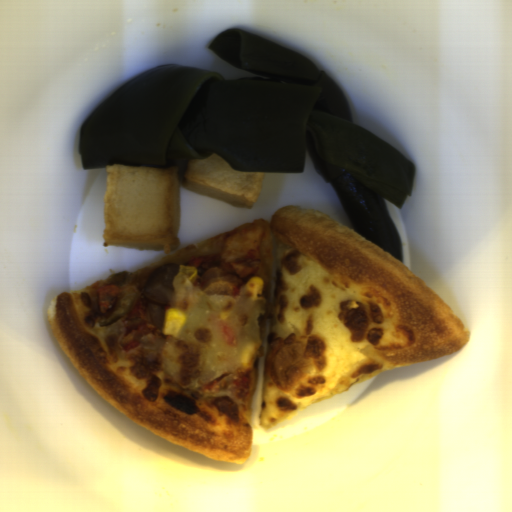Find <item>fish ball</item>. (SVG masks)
Returning <instances> with one entry per match:
<instances>
[{
	"label": "fish ball",
	"mask_w": 512,
	"mask_h": 512,
	"mask_svg": "<svg viewBox=\"0 0 512 512\" xmlns=\"http://www.w3.org/2000/svg\"><path fill=\"white\" fill-rule=\"evenodd\" d=\"M266 172L232 170L226 160L210 154L187 160L182 184L186 189L251 209L258 201Z\"/></svg>",
	"instance_id": "fish-ball-2"
},
{
	"label": "fish ball",
	"mask_w": 512,
	"mask_h": 512,
	"mask_svg": "<svg viewBox=\"0 0 512 512\" xmlns=\"http://www.w3.org/2000/svg\"><path fill=\"white\" fill-rule=\"evenodd\" d=\"M102 247L171 253L180 244L178 166L105 165Z\"/></svg>",
	"instance_id": "fish-ball-1"
}]
</instances>
